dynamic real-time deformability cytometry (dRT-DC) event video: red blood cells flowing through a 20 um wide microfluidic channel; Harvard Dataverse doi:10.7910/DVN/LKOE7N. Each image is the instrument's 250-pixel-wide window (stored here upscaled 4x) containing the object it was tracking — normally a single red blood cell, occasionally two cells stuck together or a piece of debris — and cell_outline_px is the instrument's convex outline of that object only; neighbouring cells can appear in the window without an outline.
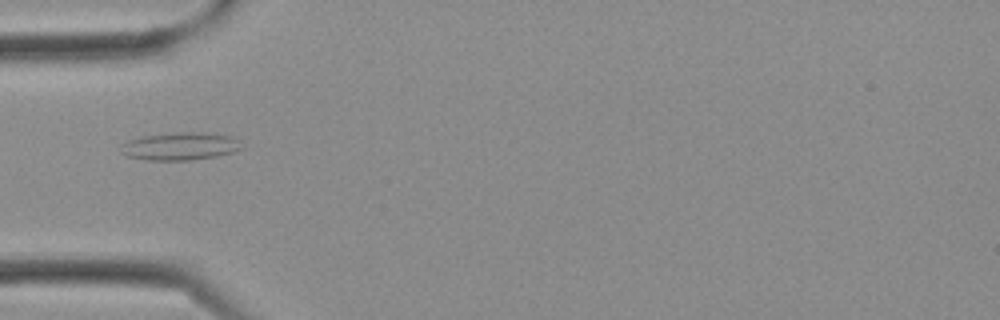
{"species": "Egyptian fruit bat (a non-hibernating species)", "species_latin": "Rousettus aegyptiacus", "temperature_condition": "cold", "stored_images_in_passage": 2, "camera_frame_rate_fps": 3000, "um_per_image_px": 0.085, "frame": {"image": 1, "passage_image": 2, "time_ms": 0.333, "image_size_px": [1000, 320], "cell_outline_px": [[244, 148], [232, 152], [216, 156], [188, 160], [144, 160], [128, 156], [120, 152], [120, 144], [128, 140], [140, 136], [180, 132], [208, 132], [232, 136]], "centroid_in_image_um": [15.27, 12.42], "position_along_channel_um": 69.7, "area_um2": 19.65}}